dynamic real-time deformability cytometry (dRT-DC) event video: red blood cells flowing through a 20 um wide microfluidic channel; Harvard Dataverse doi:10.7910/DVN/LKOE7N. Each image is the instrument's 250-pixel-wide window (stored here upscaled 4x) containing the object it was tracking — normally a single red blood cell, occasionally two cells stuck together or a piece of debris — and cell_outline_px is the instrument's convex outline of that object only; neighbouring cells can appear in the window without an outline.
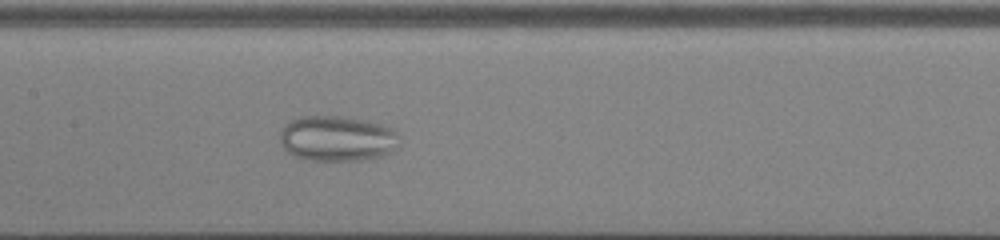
{"species": "common noctule bat (a hibernating species)", "species_latin": "Nyctalus noctula", "temperature_condition": "cold", "stored_images_in_passage": 45, "camera_frame_rate_fps": 3000, "um_per_image_px": 0.085, "animal": {"sex": "male", "body_mass_g": 13.0, "forearm_length_mm": 53.1}, "frame": {"image": 1, "passage_image": 20, "time_ms": 6.333, "image_size_px": [1000, 240], "cell_outline_px": [[400, 144], [392, 152], [380, 156], [360, 160], [312, 160], [292, 156], [284, 148], [280, 140], [280, 132], [284, 124], [292, 120], [304, 116], [340, 116], [368, 120], [392, 128], [400, 136]], "centroid_in_image_um": [28.68, 11.77], "position_along_channel_um": 178.7, "area_um2": 31.85}}